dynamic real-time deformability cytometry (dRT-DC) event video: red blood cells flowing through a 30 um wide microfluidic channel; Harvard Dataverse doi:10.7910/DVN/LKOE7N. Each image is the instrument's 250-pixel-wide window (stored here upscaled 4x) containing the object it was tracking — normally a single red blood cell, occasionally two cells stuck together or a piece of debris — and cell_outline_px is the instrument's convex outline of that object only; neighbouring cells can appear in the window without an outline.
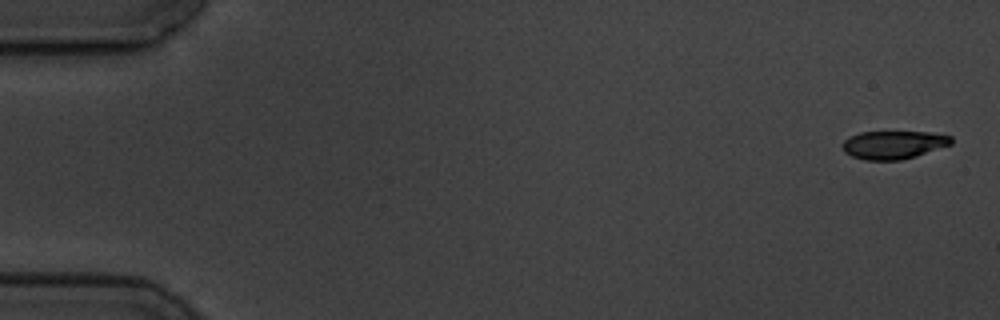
{"species": "common noctule bat (a hibernating species)", "species_latin": "Nyctalus noctula", "temperature_condition": "cold", "stored_images_in_passage": 8, "camera_frame_rate_fps": 3000, "um_per_image_px": 0.085, "animal": {"sex": "male", "body_mass_g": 19.5, "forearm_length_mm": 54.6}, "frame": {"image": 1, "passage_image": 1, "time_ms": 0.0, "image_size_px": [1000, 320], "cell_outline_px": [[952, 144], [916, 156], [900, 160], [864, 160], [852, 156], [844, 152], [840, 148], [840, 144], [848, 136], [860, 132], [928, 132], [952, 136]], "centroid_in_image_um": [75.89, 12.31], "position_along_channel_um": 9.1, "area_um2": 18.03}}
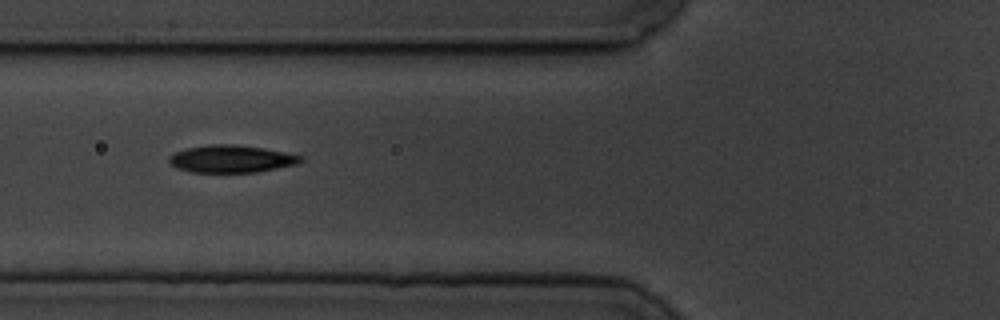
{"frame": {"image": 2, "passage_image": 6, "time_ms": 6.667, "image_size_px": [1000, 320], "cell_outline_px": [[304, 160], [296, 164], [256, 172], [192, 172], [176, 168], [168, 160], [168, 156], [176, 152], [188, 148], [208, 144], [236, 144], [264, 148], [304, 156]], "centroid_in_image_um": [19.67, 13.5], "position_along_channel_um": 106.1, "area_um2": 20.98}}
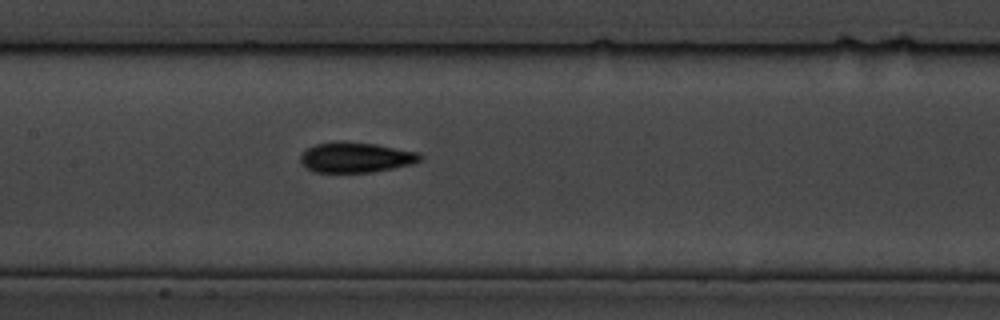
{"frame": {"image": 3, "passage_image": 8, "time_ms": 8.667, "image_size_px": [1000, 320], "cell_outline_px": [[424, 160], [412, 164], [372, 172], [312, 172], [304, 168], [300, 164], [300, 156], [304, 148], [316, 144], [376, 144], [416, 152], [424, 156]], "centroid_in_image_um": [30.23, 13.42], "position_along_channel_um": 177.2, "area_um2": 20.63}}